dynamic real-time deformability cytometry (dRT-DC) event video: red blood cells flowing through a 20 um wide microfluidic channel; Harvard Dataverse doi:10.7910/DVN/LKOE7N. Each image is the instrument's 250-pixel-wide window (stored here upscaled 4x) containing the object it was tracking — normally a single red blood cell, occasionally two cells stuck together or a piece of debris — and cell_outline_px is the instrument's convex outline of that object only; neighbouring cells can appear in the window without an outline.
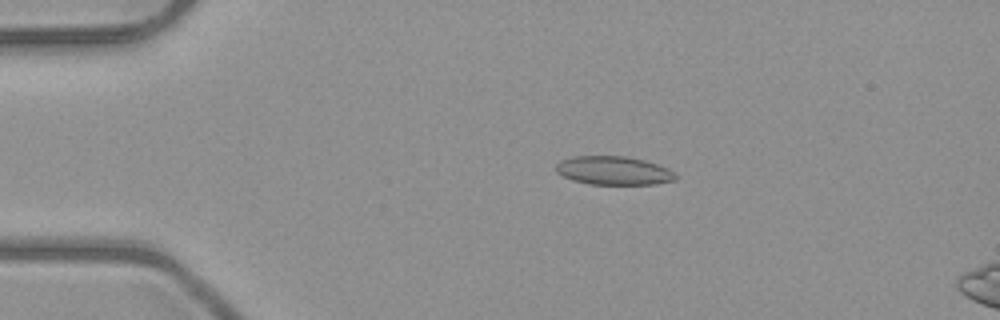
{"species": "common noctule bat (a hibernating species)", "species_latin": "Nyctalus noctula", "temperature_condition": "room temperature", "stored_images_in_passage": 13, "camera_frame_rate_fps": 3000, "um_per_image_px": 0.085, "animal": {"sex": "male", "body_mass_g": 23.1, "forearm_length_mm": 52.7}, "frame": {"image": 1, "passage_image": 8, "time_ms": 2.333, "image_size_px": [1000, 320], "cell_outline_px": [[676, 180], [656, 184], [588, 184], [572, 180], [556, 172], [556, 164], [560, 160], [572, 156], [628, 156], [644, 160], [668, 168], [676, 172]], "centroid_in_image_um": [52.16, 14.49], "position_along_channel_um": 32.8, "area_um2": 20.06}}